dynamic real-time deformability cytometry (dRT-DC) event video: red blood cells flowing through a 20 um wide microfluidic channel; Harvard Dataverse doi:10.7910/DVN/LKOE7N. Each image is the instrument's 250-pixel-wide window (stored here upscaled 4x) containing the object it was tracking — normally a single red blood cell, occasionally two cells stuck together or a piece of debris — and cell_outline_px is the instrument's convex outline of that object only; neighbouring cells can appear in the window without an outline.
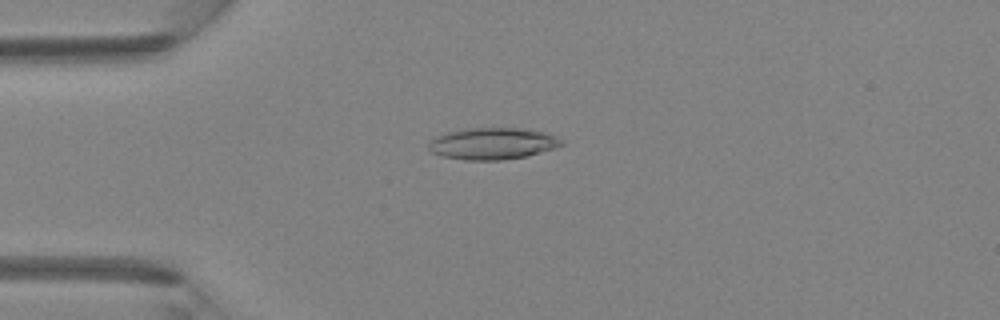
{"species": "Egyptian fruit bat (a non-hibernating species)", "species_latin": "Rousettus aegyptiacus", "temperature_condition": "room temperature", "stored_images_in_passage": 3, "camera_frame_rate_fps": 3000, "um_per_image_px": 0.085, "animal": {"sex": "female"}, "frame": {"image": 1, "passage_image": 2, "time_ms": 0.333, "image_size_px": [1000, 320], "cell_outline_px": [[564, 144], [556, 148], [528, 156], [504, 160], [464, 160], [440, 156], [432, 152], [428, 148], [428, 144], [436, 136], [460, 128], [524, 128], [544, 132], [556, 136], [564, 140]], "centroid_in_image_um": [41.89, 12.2], "position_along_channel_um": 43.1, "area_um2": 24.91}}